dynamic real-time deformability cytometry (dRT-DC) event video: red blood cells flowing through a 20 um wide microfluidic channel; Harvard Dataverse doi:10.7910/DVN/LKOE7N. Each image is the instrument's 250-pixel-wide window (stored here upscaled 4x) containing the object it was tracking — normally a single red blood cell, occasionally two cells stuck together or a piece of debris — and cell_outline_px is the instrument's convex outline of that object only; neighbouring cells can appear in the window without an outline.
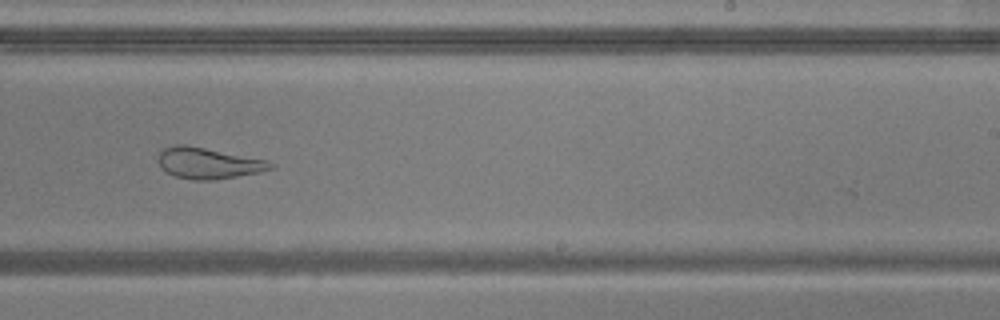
{"species": "common noctule bat (a hibernating species)", "species_latin": "Nyctalus noctula", "temperature_condition": "warm", "stored_images_in_passage": 51, "camera_frame_rate_fps": 3000, "um_per_image_px": 0.085, "animal": {"sex": "male", "body_mass_g": 20.5, "forearm_length_mm": 52.5}, "frame": {"image": 1, "passage_image": 31, "time_ms": 10.0, "image_size_px": [1000, 320], "cell_outline_px": [[276, 168], [260, 172], [212, 180], [192, 180], [176, 176], [160, 168], [160, 152], [164, 148], [176, 144], [184, 144], [268, 160], [276, 164]], "centroid_in_image_um": [17.76, 13.87], "position_along_channel_um": 271.2, "area_um2": 20.23}}
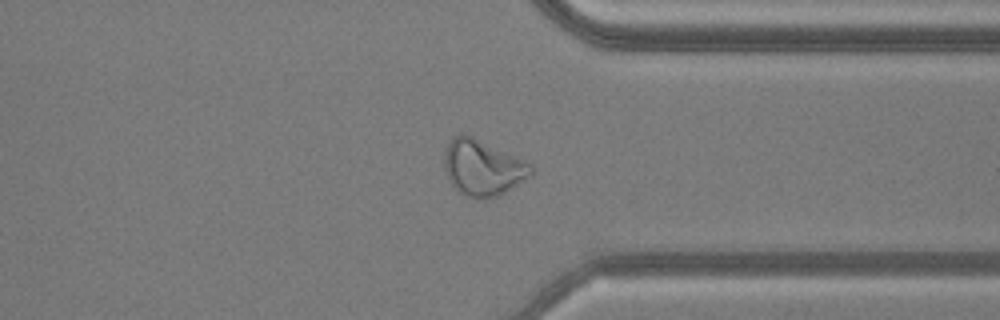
{"frame": {"image": 2, "passage_image": 39, "time_ms": 12.667, "image_size_px": [1000, 320], "cell_outline_px": [[536, 172], [532, 176], [504, 192], [496, 196], [484, 200], [476, 200], [464, 196], [452, 184], [444, 168], [444, 152], [452, 136], [460, 132], [472, 136], [532, 164]], "centroid_in_image_um": [41.03, 14.26], "position_along_channel_um": 370.4, "area_um2": 28.44}}
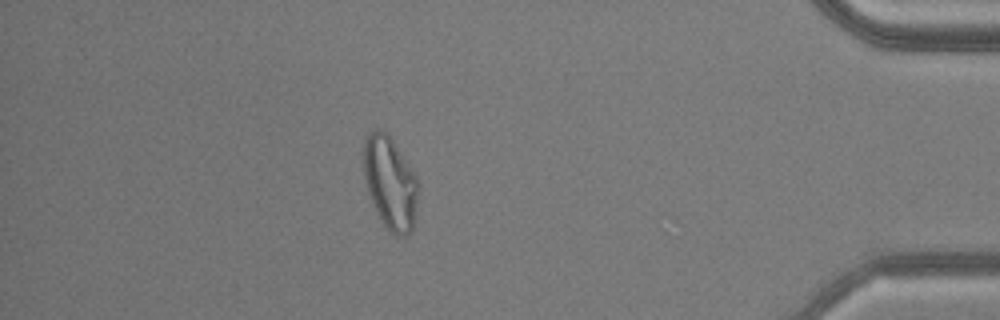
{"frame": {"image": 3, "passage_image": 45, "time_ms": 14.667, "image_size_px": [1000, 320], "cell_outline_px": [[416, 212], [412, 232], [408, 236], [396, 236], [384, 224], [368, 192], [364, 176], [364, 136], [368, 132], [376, 128], [380, 128], [388, 132], [416, 176]], "centroid_in_image_um": [33.15, 15.49], "position_along_channel_um": 402.1, "area_um2": 29.19}, "authors_computed_cell_mechanics": {"area_um2": 28.4376, "velocity_mm_per_s": 3.8146, "shape_relaxation_time_tau1_ms": null, "shape_relaxation_time_tau2_ms": 1.4652, "deformation_change_tau1": null, "deformation_change_tau2": 0.1077}}